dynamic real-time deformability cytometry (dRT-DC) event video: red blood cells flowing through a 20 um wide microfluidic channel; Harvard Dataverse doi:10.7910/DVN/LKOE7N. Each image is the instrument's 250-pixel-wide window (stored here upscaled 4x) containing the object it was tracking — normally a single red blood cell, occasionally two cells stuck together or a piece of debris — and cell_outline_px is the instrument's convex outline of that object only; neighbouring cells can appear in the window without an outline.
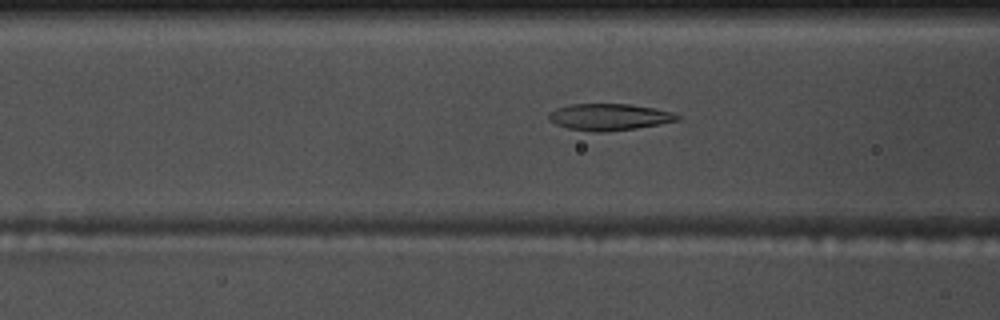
{"species": "common noctule bat (a hibernating species)", "species_latin": "Nyctalus noctula", "temperature_condition": "warm", "stored_images_in_passage": 49, "camera_frame_rate_fps": 3000, "um_per_image_px": 0.085, "animal": {"sex": "male", "body_mass_g": 17.5, "forearm_length_mm": 52.3}, "frame": {"image": 1, "passage_image": 21, "time_ms": 6.667, "image_size_px": [1000, 320], "cell_outline_px": [[680, 120], [660, 124], [636, 128], [600, 132], [596, 132], [568, 128], [556, 124], [548, 120], [548, 116], [556, 108], [572, 104], [628, 104], [652, 108], [672, 112], [680, 116]], "centroid_in_image_um": [51.79, 9.94], "position_along_channel_um": 114.8, "area_um2": 19.71}}
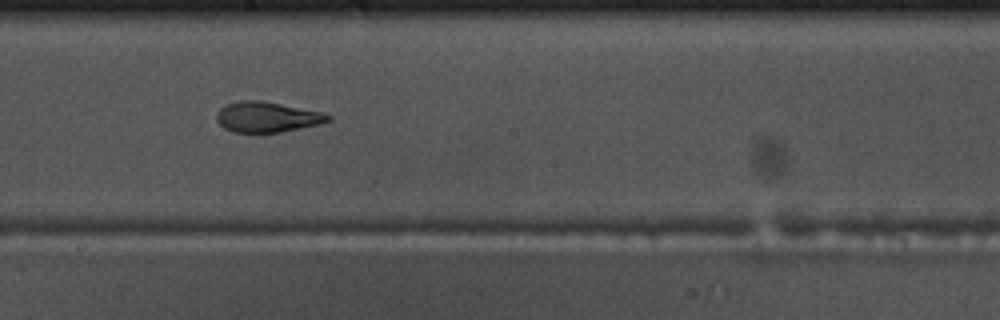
{"frame": {"image": 2, "passage_image": 30, "time_ms": 9.667, "image_size_px": [1000, 320], "cell_outline_px": [[332, 120], [320, 124], [280, 132], [232, 132], [224, 128], [216, 120], [216, 112], [224, 104], [240, 100], [260, 100], [320, 112], [332, 116]], "centroid_in_image_um": [22.65, 9.94], "position_along_channel_um": 225.5, "area_um2": 19.71}}
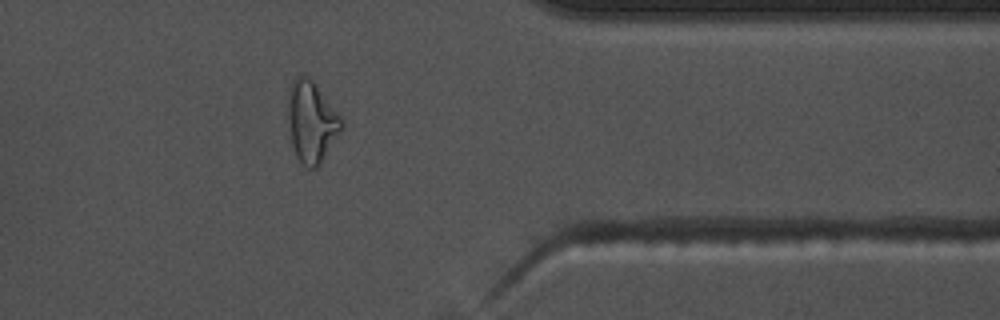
{"frame": {"image": 3, "passage_image": 44, "time_ms": 14.333, "image_size_px": [1000, 320], "cell_outline_px": [[344, 124], [340, 132], [316, 168], [308, 168], [296, 156], [292, 144], [288, 120], [288, 88], [292, 80], [296, 76], [308, 76], [316, 84], [344, 120]], "centroid_in_image_um": [26.47, 10.3], "position_along_channel_um": 384.9, "area_um2": 25.09}}